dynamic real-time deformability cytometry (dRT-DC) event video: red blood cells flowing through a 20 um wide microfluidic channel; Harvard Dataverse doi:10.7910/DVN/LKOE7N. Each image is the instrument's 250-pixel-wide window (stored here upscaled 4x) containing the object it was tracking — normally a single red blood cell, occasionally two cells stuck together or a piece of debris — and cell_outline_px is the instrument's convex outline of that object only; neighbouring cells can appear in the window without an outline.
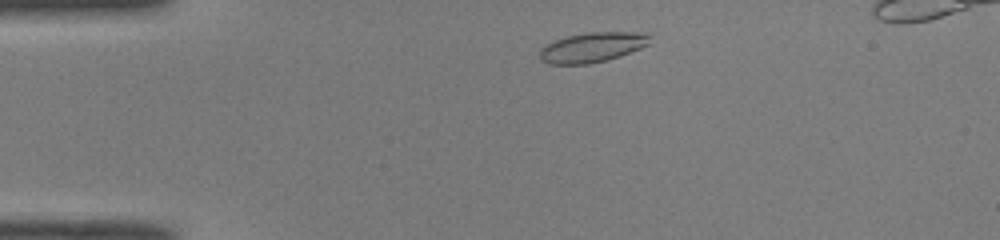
{"species": "common noctule bat (a hibernating species)", "species_latin": "Nyctalus noctula", "temperature_condition": "room temperature", "stored_images_in_passage": 41, "camera_frame_rate_fps": 3000, "um_per_image_px": 0.085, "animal": {"sex": "male", "body_mass_g": 19.0, "forearm_length_mm": 50.8}, "frame": {"image": 1, "passage_image": 3, "time_ms": 0.667, "image_size_px": [1000, 240], "cell_outline_px": [[648, 44], [640, 48], [620, 56], [608, 60], [588, 64], [548, 64], [540, 60], [540, 48], [552, 40], [568, 36], [588, 32], [648, 32]], "centroid_in_image_um": [50.3, 4.02], "position_along_channel_um": 34.7, "area_um2": 19.25}}
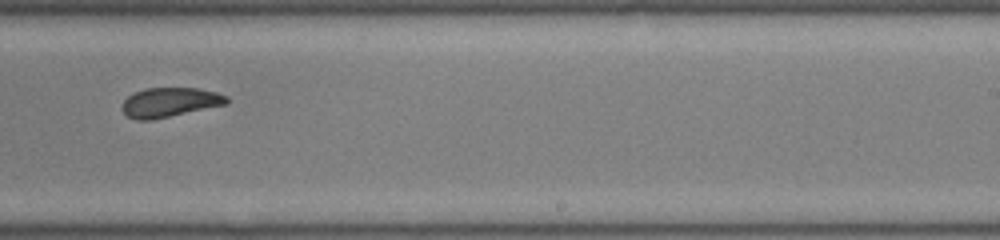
{"frame": {"image": 2, "passage_image": 24, "time_ms": 7.667, "image_size_px": [1000, 240], "cell_outline_px": [[228, 104], [152, 120], [136, 120], [128, 116], [120, 108], [120, 104], [132, 92], [144, 88], [196, 88], [216, 92], [228, 96]], "centroid_in_image_um": [14.4, 8.69], "position_along_channel_um": 274.6, "area_um2": 18.15}}
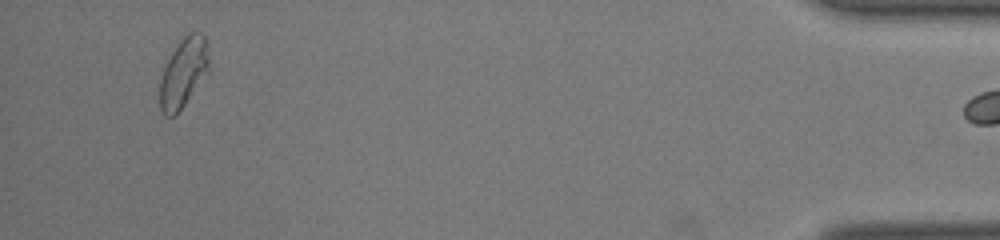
{"frame": {"image": 3, "passage_image": 40, "time_ms": 13.0, "image_size_px": [1000, 240], "cell_outline_px": [[212, 68], [176, 116], [164, 116], [160, 112], [160, 80], [164, 68], [172, 52], [180, 40], [188, 32], [200, 32], [204, 36]], "centroid_in_image_um": [15.62, 6.2], "position_along_channel_um": 419.6, "area_um2": 20.17}}